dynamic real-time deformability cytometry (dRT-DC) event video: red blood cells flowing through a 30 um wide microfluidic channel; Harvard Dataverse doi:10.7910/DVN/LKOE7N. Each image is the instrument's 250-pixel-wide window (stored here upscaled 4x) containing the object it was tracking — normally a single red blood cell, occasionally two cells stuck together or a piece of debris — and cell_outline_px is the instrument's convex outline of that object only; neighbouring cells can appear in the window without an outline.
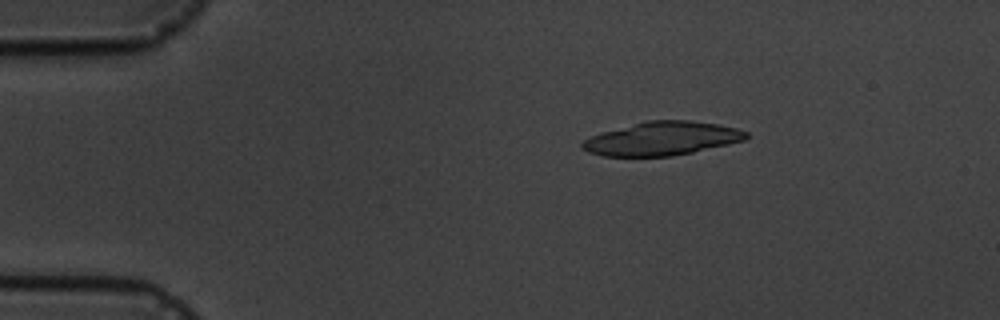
{"species": "common noctule bat (a hibernating species)", "species_latin": "Nyctalus noctula", "temperature_condition": "cold", "stored_images_in_passage": 5, "camera_frame_rate_fps": 3000, "um_per_image_px": 0.085, "animal": {"sex": "male", "body_mass_g": 19.5, "forearm_length_mm": 54.6}, "frame": {"image": 1, "passage_image": 3, "time_ms": 2.333, "image_size_px": [1000, 320], "cell_outline_px": [[748, 136], [744, 140], [728, 144], [692, 152], [672, 156], [604, 156], [588, 152], [580, 148], [580, 144], [584, 140], [600, 132], [648, 120], [688, 120], [716, 124], [736, 128], [748, 132]], "centroid_in_image_um": [56.23, 11.78], "position_along_channel_um": 28.8, "area_um2": 31.91}}